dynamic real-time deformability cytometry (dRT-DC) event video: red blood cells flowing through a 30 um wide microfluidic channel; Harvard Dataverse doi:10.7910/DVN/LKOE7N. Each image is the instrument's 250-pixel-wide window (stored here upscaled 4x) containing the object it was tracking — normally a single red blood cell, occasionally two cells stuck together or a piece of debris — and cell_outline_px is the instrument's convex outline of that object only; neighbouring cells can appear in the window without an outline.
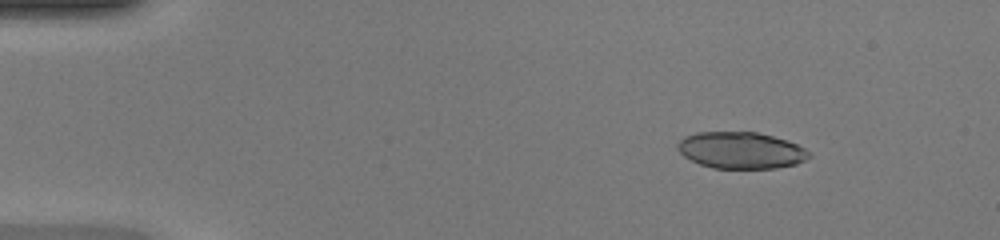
{"species": "common noctule bat (a hibernating species)", "species_latin": "Nyctalus noctula", "temperature_condition": "warm", "stored_images_in_passage": 48, "camera_frame_rate_fps": 3000, "um_per_image_px": 0.085, "animal": {"sex": "female", "body_mass_g": 20.0, "forearm_length_mm": 54.0}, "frame": {"image": 1, "passage_image": 7, "time_ms": 2.0, "image_size_px": [1000, 240], "cell_outline_px": [[812, 156], [796, 164], [776, 168], [712, 168], [700, 164], [684, 156], [676, 148], [676, 144], [684, 136], [696, 132], [756, 132], [772, 136], [796, 144], [804, 148]], "centroid_in_image_um": [62.94, 12.77], "position_along_channel_um": 22.1, "area_um2": 27.92}}